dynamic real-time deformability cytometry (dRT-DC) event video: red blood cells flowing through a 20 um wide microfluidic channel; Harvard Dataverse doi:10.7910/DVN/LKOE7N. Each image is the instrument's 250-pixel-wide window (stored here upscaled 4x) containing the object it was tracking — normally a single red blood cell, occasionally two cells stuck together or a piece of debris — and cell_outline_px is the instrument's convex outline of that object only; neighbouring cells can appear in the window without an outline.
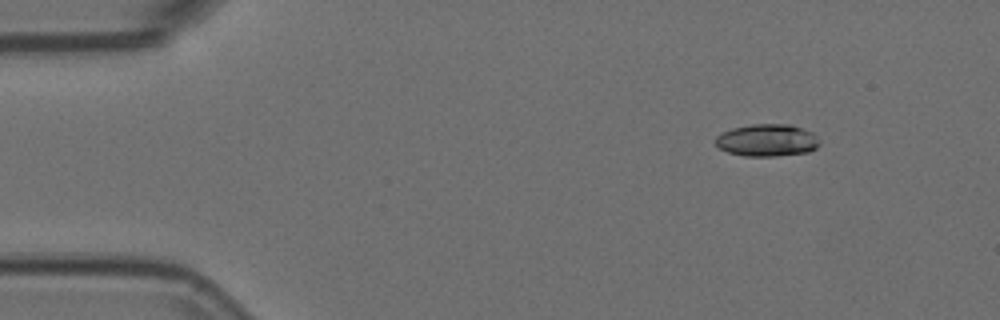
{"species": "Egyptian fruit bat (a non-hibernating species)", "species_latin": "Rousettus aegyptiacus", "temperature_condition": "room temperature", "stored_images_in_passage": 3, "camera_frame_rate_fps": 3000, "um_per_image_px": 0.085, "animal": {"sex": "female"}, "frame": {"image": 1, "passage_image": 1, "time_ms": 0.0, "image_size_px": [1000, 320], "cell_outline_px": [[820, 144], [816, 148], [808, 152], [776, 156], [744, 156], [728, 152], [720, 148], [716, 144], [716, 136], [720, 132], [732, 128], [752, 124], [788, 124], [812, 132], [816, 136]], "centroid_in_image_um": [65.18, 11.92], "position_along_channel_um": 19.8, "area_um2": 19.54}}